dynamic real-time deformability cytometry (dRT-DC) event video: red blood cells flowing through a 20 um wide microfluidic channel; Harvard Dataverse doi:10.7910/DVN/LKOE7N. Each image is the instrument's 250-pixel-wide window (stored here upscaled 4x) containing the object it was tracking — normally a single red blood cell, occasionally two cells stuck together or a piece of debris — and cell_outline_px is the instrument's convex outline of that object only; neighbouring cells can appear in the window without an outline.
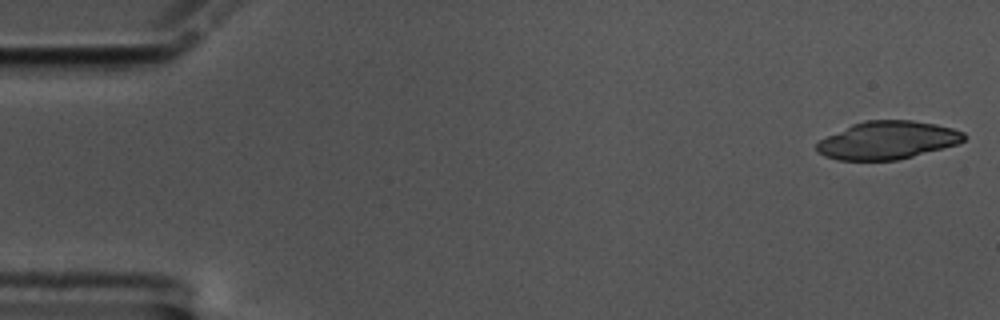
{"species": "common noctule bat (a hibernating species)", "species_latin": "Nyctalus noctula", "temperature_condition": "cold", "stored_images_in_passage": 58, "camera_frame_rate_fps": 3000, "um_per_image_px": 0.085, "animal": {"sex": "male", "body_mass_g": 17.5, "forearm_length_mm": 52.3}, "frame": {"image": 1, "passage_image": 1, "time_ms": 0.0, "image_size_px": [1000, 320], "cell_outline_px": [[968, 136], [964, 140], [956, 144], [912, 156], [896, 160], [836, 160], [824, 156], [816, 152], [816, 144], [820, 140], [852, 124], [864, 120], [912, 120], [936, 124], [952, 128], [964, 132]], "centroid_in_image_um": [75.42, 11.91], "position_along_channel_um": 9.6, "area_um2": 32.43}}